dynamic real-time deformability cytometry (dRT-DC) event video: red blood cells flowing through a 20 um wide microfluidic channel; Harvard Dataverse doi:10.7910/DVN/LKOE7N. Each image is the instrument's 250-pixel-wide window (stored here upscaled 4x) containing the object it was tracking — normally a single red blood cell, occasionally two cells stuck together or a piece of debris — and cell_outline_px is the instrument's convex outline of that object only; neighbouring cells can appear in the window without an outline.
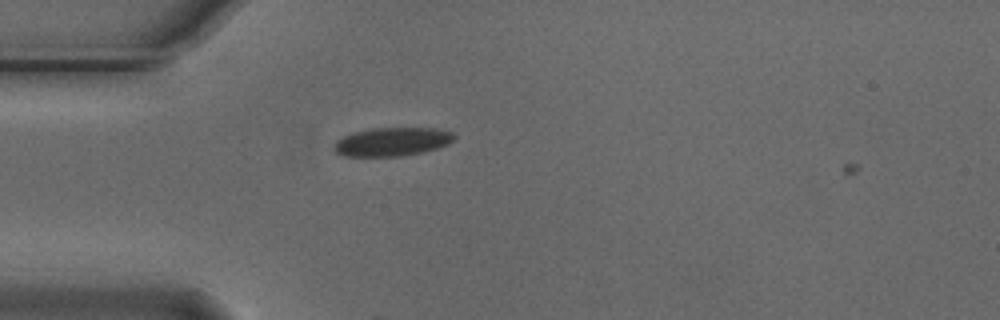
{"species": "Egyptian fruit bat (a non-hibernating species)", "species_latin": "Rousettus aegyptiacus", "temperature_condition": "cold", "stored_images_in_passage": 12, "camera_frame_rate_fps": 3000, "um_per_image_px": 0.085, "animal": {"sex": "male"}, "frame": {"image": 1, "passage_image": 5, "time_ms": 1.333, "image_size_px": [1000, 320], "cell_outline_px": [[456, 136], [448, 144], [424, 152], [404, 156], [344, 156], [336, 152], [332, 148], [332, 144], [336, 140], [352, 132], [372, 128], [436, 128], [452, 132]], "centroid_in_image_um": [33.3, 12.05], "position_along_channel_um": 51.7, "area_um2": 20.17}}
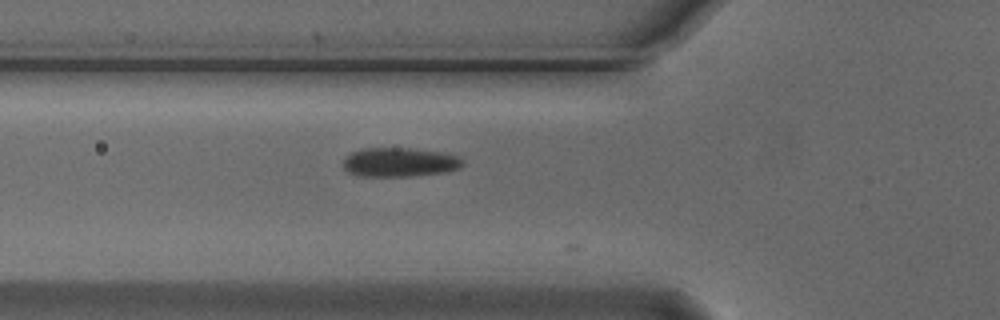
{"frame": {"image": 2, "passage_image": 9, "time_ms": 2.667, "image_size_px": [1000, 320], "cell_outline_px": [[464, 164], [460, 168], [448, 172], [412, 176], [356, 176], [348, 172], [344, 168], [344, 160], [352, 152], [360, 148], [408, 148], [440, 152], [456, 156], [464, 160]], "centroid_in_image_um": [33.98, 13.8], "position_along_channel_um": 91.8, "area_um2": 20.35}}